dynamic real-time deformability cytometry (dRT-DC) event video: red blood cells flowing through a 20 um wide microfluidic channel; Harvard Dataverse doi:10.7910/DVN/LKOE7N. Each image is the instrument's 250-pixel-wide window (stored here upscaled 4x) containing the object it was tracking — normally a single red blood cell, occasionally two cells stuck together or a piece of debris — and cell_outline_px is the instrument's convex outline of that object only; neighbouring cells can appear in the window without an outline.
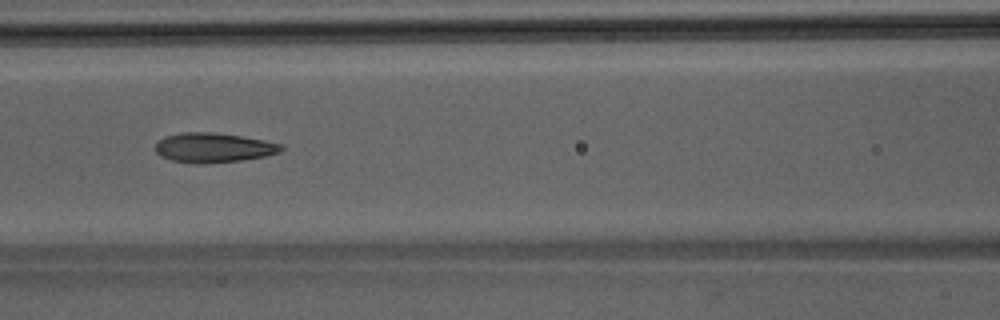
{"species": "Egyptian fruit bat (a non-hibernating species)", "species_latin": "Rousettus aegyptiacus", "temperature_condition": "room temperature", "stored_images_in_passage": 45, "camera_frame_rate_fps": 3000, "um_per_image_px": 0.085, "animal": {"sex": "male"}, "frame": {"image": 1, "passage_image": 19, "time_ms": 6.0, "image_size_px": [1000, 320], "cell_outline_px": [[284, 148], [280, 152], [264, 156], [240, 160], [196, 164], [172, 160], [160, 156], [156, 152], [156, 144], [164, 136], [180, 132], [216, 132], [264, 140], [284, 144]], "centroid_in_image_um": [18.14, 12.54], "position_along_channel_um": 148.5, "area_um2": 21.68}}
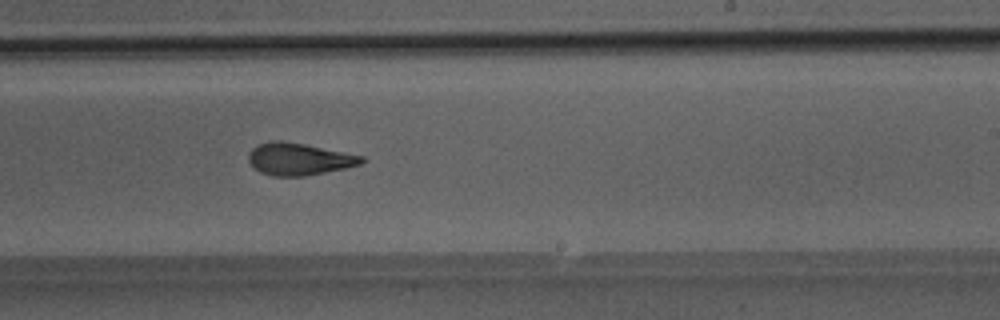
{"frame": {"image": 2, "passage_image": 27, "time_ms": 8.667, "image_size_px": [1000, 320], "cell_outline_px": [[364, 160], [360, 164], [344, 168], [304, 176], [272, 176], [260, 172], [248, 160], [248, 152], [256, 144], [268, 140], [280, 140], [304, 144], [364, 156]], "centroid_in_image_um": [25.36, 13.5], "position_along_channel_um": 263.6, "area_um2": 21.1}}
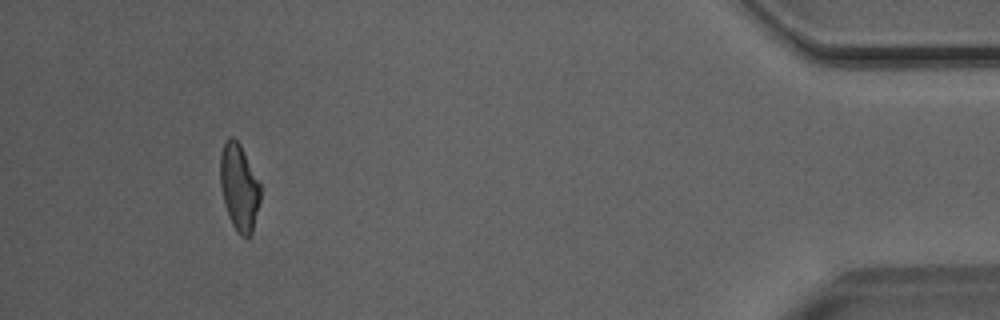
{"frame": {"image": 3, "passage_image": 42, "time_ms": 13.667, "image_size_px": [1000, 320], "cell_outline_px": [[260, 204], [252, 232], [248, 236], [240, 236], [232, 224], [228, 216], [224, 204], [220, 188], [220, 152], [224, 140], [228, 136], [232, 136], [240, 144], [260, 184]], "centroid_in_image_um": [20.3, 15.9], "position_along_channel_um": 414.9, "area_um2": 20.46}}